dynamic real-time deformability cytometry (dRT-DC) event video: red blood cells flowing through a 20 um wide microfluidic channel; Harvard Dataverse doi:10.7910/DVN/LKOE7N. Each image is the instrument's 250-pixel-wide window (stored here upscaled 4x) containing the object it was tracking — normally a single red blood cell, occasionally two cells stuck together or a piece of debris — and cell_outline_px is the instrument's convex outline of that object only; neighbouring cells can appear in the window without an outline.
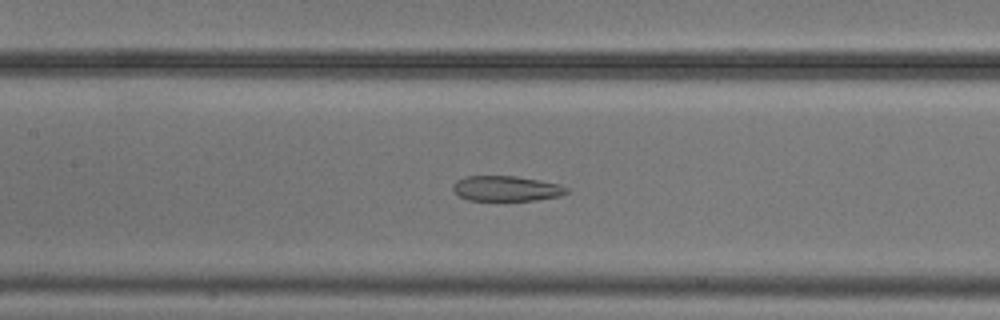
{"species": "common noctule bat (a hibernating species)", "species_latin": "Nyctalus noctula", "temperature_condition": "cold", "stored_images_in_passage": 55, "camera_frame_rate_fps": 3000, "um_per_image_px": 0.085, "animal": {"sex": "male", "body_mass_g": 20.5, "forearm_length_mm": 52.5}, "frame": {"image": 1, "passage_image": 25, "time_ms": 8.0, "image_size_px": [1000, 320], "cell_outline_px": [[568, 192], [560, 196], [536, 200], [468, 200], [460, 196], [452, 188], [452, 184], [456, 180], [464, 176], [516, 176], [540, 180], [560, 184], [568, 188]], "centroid_in_image_um": [43.04, 16.01], "position_along_channel_um": 164.4, "area_um2": 16.76}}
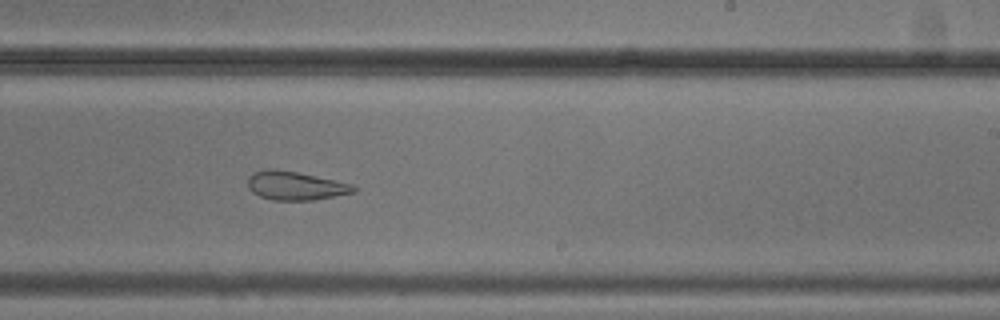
{"frame": {"image": 2, "passage_image": 33, "time_ms": 10.667, "image_size_px": [1000, 320], "cell_outline_px": [[356, 192], [312, 200], [272, 200], [260, 196], [252, 192], [248, 188], [248, 176], [256, 172], [272, 168], [276, 168], [296, 172], [352, 184], [356, 188]], "centroid_in_image_um": [25.08, 15.79], "position_along_channel_um": 263.9, "area_um2": 17.46}}
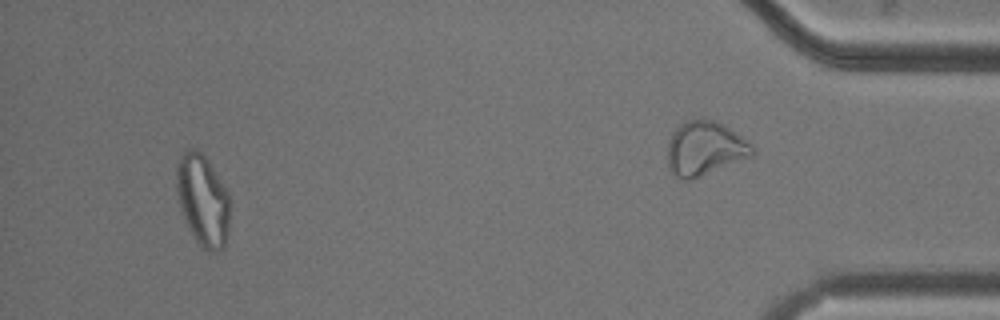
{"frame": {"image": 3, "passage_image": 51, "time_ms": 16.667, "image_size_px": [1000, 320], "cell_outline_px": [[228, 236], [224, 248], [216, 252], [208, 252], [196, 240], [180, 208], [176, 192], [176, 160], [188, 148], [196, 148], [208, 160], [228, 192]], "centroid_in_image_um": [17.22, 16.99], "position_along_channel_um": 418.0, "area_um2": 28.32}, "authors_computed_cell_mechanics": {"area_um2": 25.6054, "velocity_mm_per_s": 3.7433, "shape_relaxation_time_tau1_ms": null, "shape_relaxation_time_tau2_ms": 2.6827, "deformation_change_tau1": null, "deformation_change_tau2": 0.0939}}